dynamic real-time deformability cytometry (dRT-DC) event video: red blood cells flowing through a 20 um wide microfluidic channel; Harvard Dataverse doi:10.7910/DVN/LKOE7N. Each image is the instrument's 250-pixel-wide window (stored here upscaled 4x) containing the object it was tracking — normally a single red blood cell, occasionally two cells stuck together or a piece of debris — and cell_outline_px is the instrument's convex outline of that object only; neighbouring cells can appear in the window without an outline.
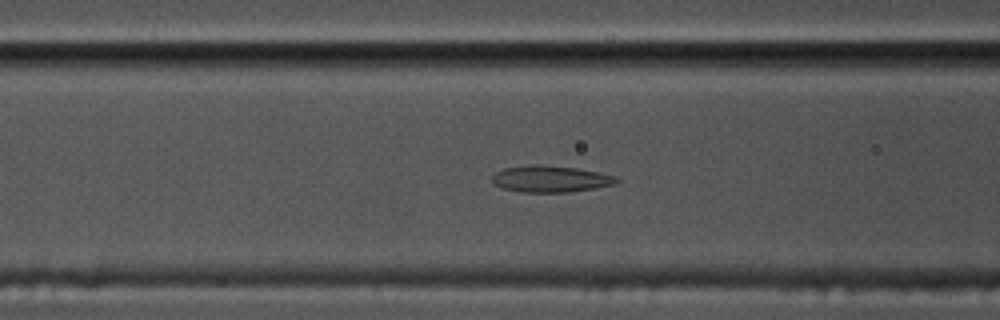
{"species": "common noctule bat (a hibernating species)", "species_latin": "Nyctalus noctula", "temperature_condition": "cold", "stored_images_in_passage": 56, "camera_frame_rate_fps": 3000, "um_per_image_px": 0.085, "animal": {"sex": "male", "body_mass_g": 17.5, "forearm_length_mm": 52.3}, "frame": {"image": 1, "passage_image": 20, "time_ms": 6.333, "image_size_px": [1000, 320], "cell_outline_px": [[620, 180], [616, 184], [596, 188], [568, 192], [520, 192], [500, 188], [492, 180], [492, 176], [496, 172], [504, 168], [532, 164], [540, 164], [576, 168], [616, 176]], "centroid_in_image_um": [46.79, 15.21], "position_along_channel_um": 119.8, "area_um2": 19.31}}
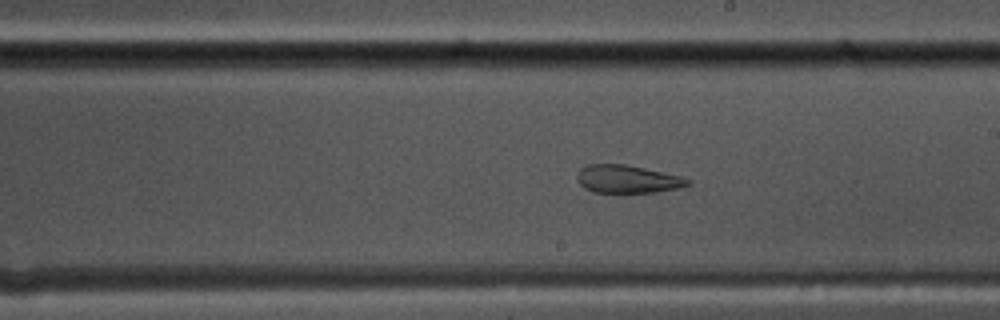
{"frame": {"image": 2, "passage_image": 30, "time_ms": 9.667, "image_size_px": [1000, 320], "cell_outline_px": [[692, 184], [680, 188], [656, 192], [592, 192], [584, 188], [576, 180], [576, 176], [580, 168], [588, 164], [624, 164], [644, 168], [680, 176], [692, 180]], "centroid_in_image_um": [53.33, 15.22], "position_along_channel_um": 235.7, "area_um2": 18.09}}
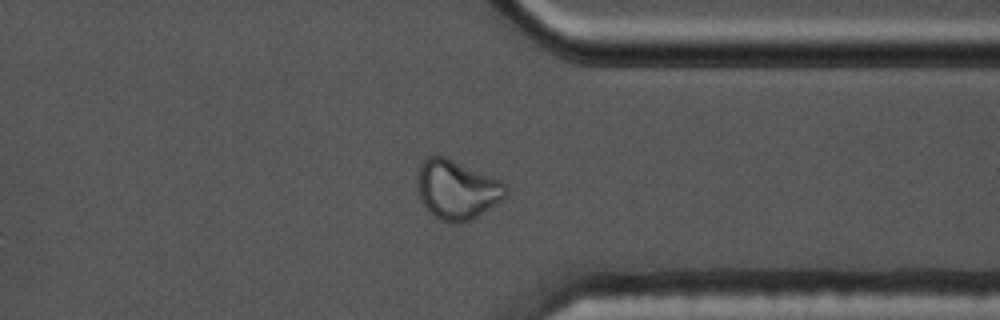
{"frame": {"image": 3, "passage_image": 42, "time_ms": 13.667, "image_size_px": [1000, 320], "cell_outline_px": [[508, 192], [500, 200], [476, 216], [460, 224], [456, 224], [440, 220], [424, 208], [420, 200], [420, 160], [428, 156], [444, 156], [500, 180], [508, 184]], "centroid_in_image_um": [38.84, 16.12], "position_along_channel_um": 372.6, "area_um2": 29.94}, "authors_computed_cell_mechanics": {"area_um2": 19.652, "velocity_mm_per_s": 3.4809, "shape_relaxation_time_tau1_ms": null, "shape_relaxation_time_tau2_ms": 2.4699, "deformation_change_tau1": null, "deformation_change_tau2": 0.1004}}